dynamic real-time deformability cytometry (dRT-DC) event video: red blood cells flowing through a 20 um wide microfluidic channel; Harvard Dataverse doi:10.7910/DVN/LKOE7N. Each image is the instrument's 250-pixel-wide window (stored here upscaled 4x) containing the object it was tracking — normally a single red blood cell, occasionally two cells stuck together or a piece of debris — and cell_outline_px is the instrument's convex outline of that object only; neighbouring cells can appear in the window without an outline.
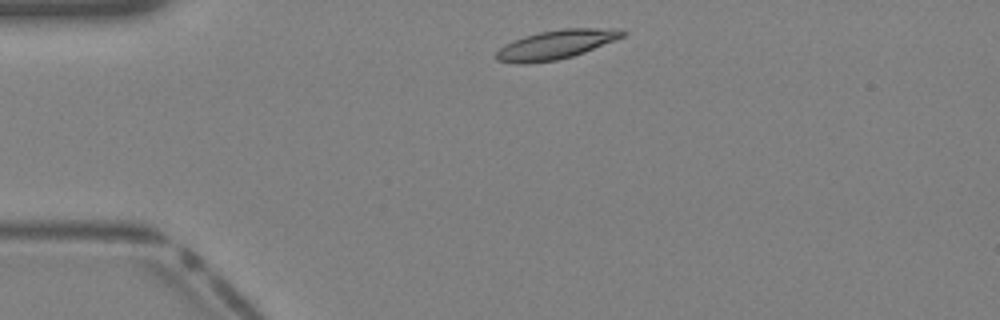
{"species": "Egyptian fruit bat (a non-hibernating species)", "species_latin": "Rousettus aegyptiacus", "temperature_condition": "warm", "stored_images_in_passage": 33, "camera_frame_rate_fps": 3000, "um_per_image_px": 0.085, "animal": {"sex": "female"}, "frame": {"image": 1, "passage_image": 2, "time_ms": 0.333, "image_size_px": [1000, 320], "cell_outline_px": [[628, 32], [624, 36], [616, 40], [584, 52], [572, 56], [556, 60], [524, 64], [520, 64], [496, 60], [496, 52], [504, 44], [524, 36], [540, 32], [560, 28], [620, 28]], "centroid_in_image_um": [47.29, 3.77], "position_along_channel_um": 37.7, "area_um2": 21.44}}
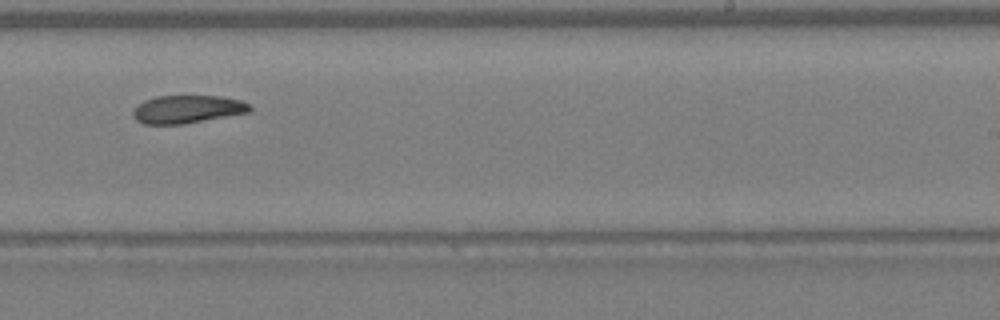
{"frame": {"image": 2, "passage_image": 18, "time_ms": 5.667, "image_size_px": [1000, 320], "cell_outline_px": [[252, 108], [248, 112], [184, 124], [144, 124], [136, 120], [132, 116], [132, 112], [144, 100], [156, 96], [220, 96], [240, 100], [252, 104]], "centroid_in_image_um": [15.92, 9.28], "position_along_channel_um": 273.1, "area_um2": 18.96}}
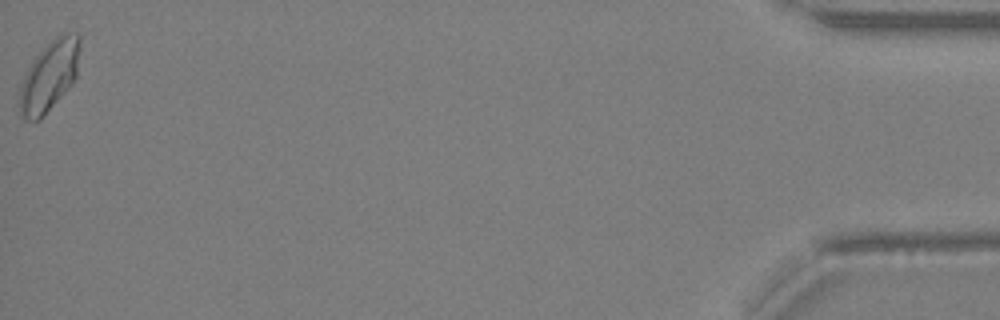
{"frame": {"image": 3, "passage_image": 33, "time_ms": 10.667, "image_size_px": [1000, 320], "cell_outline_px": [[80, 40], [76, 76], [72, 84], [44, 116], [40, 120], [28, 120], [20, 116], [20, 84], [32, 60], [60, 32], [76, 32], [80, 36]], "centroid_in_image_um": [4.2, 6.45], "position_along_channel_um": 431.0, "area_um2": 24.62}}